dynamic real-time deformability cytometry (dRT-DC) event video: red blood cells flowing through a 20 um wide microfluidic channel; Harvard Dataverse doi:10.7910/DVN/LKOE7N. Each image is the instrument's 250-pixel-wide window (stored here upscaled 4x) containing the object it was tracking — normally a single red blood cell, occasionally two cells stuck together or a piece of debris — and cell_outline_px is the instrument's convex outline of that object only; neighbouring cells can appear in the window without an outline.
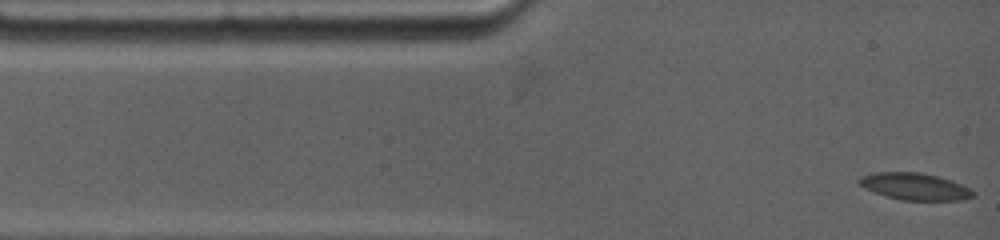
{"species": "common noctule bat (a hibernating species)", "species_latin": "Nyctalus noctula", "temperature_condition": "warm", "stored_images_in_passage": 9, "camera_frame_rate_fps": 4500, "um_per_image_px": 0.085, "animal": {"sex": "female", "body_mass_g": 19.0, "forearm_length_mm": 53.3}, "frame": {"image": 1, "passage_image": 1, "time_ms": 0.0, "image_size_px": [1000, 240], "cell_outline_px": [[976, 196], [960, 200], [900, 200], [864, 188], [856, 180], [860, 176], [876, 172], [920, 172], [952, 180], [976, 192]], "centroid_in_image_um": [77.76, 15.84], "position_along_channel_um": 7.2, "area_um2": 17.8}}